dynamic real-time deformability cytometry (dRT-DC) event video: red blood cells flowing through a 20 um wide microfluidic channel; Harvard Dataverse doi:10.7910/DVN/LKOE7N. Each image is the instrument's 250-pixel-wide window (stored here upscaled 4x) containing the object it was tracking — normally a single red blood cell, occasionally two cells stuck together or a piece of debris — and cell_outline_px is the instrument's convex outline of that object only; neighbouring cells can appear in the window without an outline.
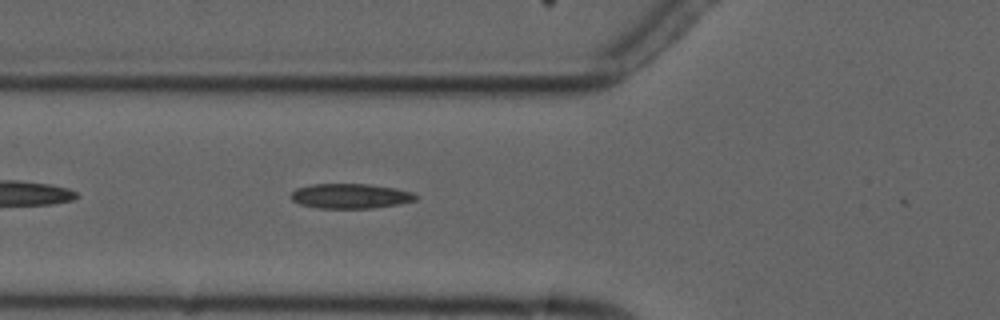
{"species": "common noctule bat (a hibernating species)", "species_latin": "Nyctalus noctula", "temperature_condition": "cold", "stored_images_in_passage": 3, "camera_frame_rate_fps": 3000, "um_per_image_px": 0.085, "animal": {"sex": "male", "forearm_length_mm": 52.5}, "frame": {"image": 1, "passage_image": 3, "time_ms": 2.333, "image_size_px": [1000, 320], "cell_outline_px": [[420, 196], [416, 200], [400, 204], [372, 208], [320, 208], [300, 204], [292, 200], [288, 196], [296, 188], [308, 184], [368, 184], [396, 188], [412, 192]], "centroid_in_image_um": [29.79, 16.66], "position_along_channel_um": 96.0, "area_um2": 18.26}}